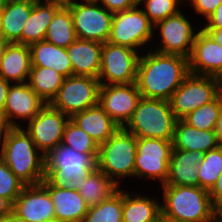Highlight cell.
Masks as SVG:
<instances>
[{"mask_svg": "<svg viewBox=\"0 0 222 222\" xmlns=\"http://www.w3.org/2000/svg\"><path fill=\"white\" fill-rule=\"evenodd\" d=\"M207 24L201 28L203 30H221L222 29V3L206 19Z\"/></svg>", "mask_w": 222, "mask_h": 222, "instance_id": "ab89813d", "label": "cell"}, {"mask_svg": "<svg viewBox=\"0 0 222 222\" xmlns=\"http://www.w3.org/2000/svg\"><path fill=\"white\" fill-rule=\"evenodd\" d=\"M207 32L217 43L222 46V29L221 30H204Z\"/></svg>", "mask_w": 222, "mask_h": 222, "instance_id": "f6af8a7d", "label": "cell"}, {"mask_svg": "<svg viewBox=\"0 0 222 222\" xmlns=\"http://www.w3.org/2000/svg\"><path fill=\"white\" fill-rule=\"evenodd\" d=\"M70 119L94 139L98 145L105 142L120 128L99 103L74 114Z\"/></svg>", "mask_w": 222, "mask_h": 222, "instance_id": "cb8c5ba5", "label": "cell"}, {"mask_svg": "<svg viewBox=\"0 0 222 222\" xmlns=\"http://www.w3.org/2000/svg\"><path fill=\"white\" fill-rule=\"evenodd\" d=\"M190 21L179 11L177 14L157 22L154 29L160 31L162 45L154 51L163 54H177L189 58L193 49L195 33Z\"/></svg>", "mask_w": 222, "mask_h": 222, "instance_id": "5bb4252c", "label": "cell"}, {"mask_svg": "<svg viewBox=\"0 0 222 222\" xmlns=\"http://www.w3.org/2000/svg\"><path fill=\"white\" fill-rule=\"evenodd\" d=\"M8 0H0V11L4 9Z\"/></svg>", "mask_w": 222, "mask_h": 222, "instance_id": "f5cc1de1", "label": "cell"}, {"mask_svg": "<svg viewBox=\"0 0 222 222\" xmlns=\"http://www.w3.org/2000/svg\"><path fill=\"white\" fill-rule=\"evenodd\" d=\"M136 152L137 137L120 127L99 145L96 167L118 187L120 178L134 176Z\"/></svg>", "mask_w": 222, "mask_h": 222, "instance_id": "5b68a950", "label": "cell"}, {"mask_svg": "<svg viewBox=\"0 0 222 222\" xmlns=\"http://www.w3.org/2000/svg\"><path fill=\"white\" fill-rule=\"evenodd\" d=\"M202 158L203 153L199 151L173 149L164 185L199 187L197 172Z\"/></svg>", "mask_w": 222, "mask_h": 222, "instance_id": "ffe728a7", "label": "cell"}, {"mask_svg": "<svg viewBox=\"0 0 222 222\" xmlns=\"http://www.w3.org/2000/svg\"><path fill=\"white\" fill-rule=\"evenodd\" d=\"M220 78L189 73L170 98L171 109L177 120L217 98Z\"/></svg>", "mask_w": 222, "mask_h": 222, "instance_id": "52a82bcc", "label": "cell"}, {"mask_svg": "<svg viewBox=\"0 0 222 222\" xmlns=\"http://www.w3.org/2000/svg\"><path fill=\"white\" fill-rule=\"evenodd\" d=\"M162 220L169 222H209L216 214L209 191L198 186L162 185Z\"/></svg>", "mask_w": 222, "mask_h": 222, "instance_id": "3957f363", "label": "cell"}, {"mask_svg": "<svg viewBox=\"0 0 222 222\" xmlns=\"http://www.w3.org/2000/svg\"><path fill=\"white\" fill-rule=\"evenodd\" d=\"M216 214L222 218V202L216 206Z\"/></svg>", "mask_w": 222, "mask_h": 222, "instance_id": "f907efd6", "label": "cell"}, {"mask_svg": "<svg viewBox=\"0 0 222 222\" xmlns=\"http://www.w3.org/2000/svg\"><path fill=\"white\" fill-rule=\"evenodd\" d=\"M11 83L0 76V116L4 121V109L7 98L8 89Z\"/></svg>", "mask_w": 222, "mask_h": 222, "instance_id": "b9f144b4", "label": "cell"}, {"mask_svg": "<svg viewBox=\"0 0 222 222\" xmlns=\"http://www.w3.org/2000/svg\"><path fill=\"white\" fill-rule=\"evenodd\" d=\"M46 104L29 86L28 82L11 84L4 109L6 127H19L20 124L14 121L15 117L32 120Z\"/></svg>", "mask_w": 222, "mask_h": 222, "instance_id": "e0dca14e", "label": "cell"}, {"mask_svg": "<svg viewBox=\"0 0 222 222\" xmlns=\"http://www.w3.org/2000/svg\"><path fill=\"white\" fill-rule=\"evenodd\" d=\"M209 195L215 206L222 202V173L219 175L215 185L209 191Z\"/></svg>", "mask_w": 222, "mask_h": 222, "instance_id": "60d3db41", "label": "cell"}, {"mask_svg": "<svg viewBox=\"0 0 222 222\" xmlns=\"http://www.w3.org/2000/svg\"><path fill=\"white\" fill-rule=\"evenodd\" d=\"M99 87V79L95 77H66L49 104L71 118L74 114L98 104Z\"/></svg>", "mask_w": 222, "mask_h": 222, "instance_id": "ba28073f", "label": "cell"}, {"mask_svg": "<svg viewBox=\"0 0 222 222\" xmlns=\"http://www.w3.org/2000/svg\"><path fill=\"white\" fill-rule=\"evenodd\" d=\"M61 145L83 154H98L99 145L71 119L67 122Z\"/></svg>", "mask_w": 222, "mask_h": 222, "instance_id": "836d02e7", "label": "cell"}, {"mask_svg": "<svg viewBox=\"0 0 222 222\" xmlns=\"http://www.w3.org/2000/svg\"><path fill=\"white\" fill-rule=\"evenodd\" d=\"M98 154H83L64 145L46 156L45 179L55 188L76 190V182L96 168Z\"/></svg>", "mask_w": 222, "mask_h": 222, "instance_id": "8992f818", "label": "cell"}, {"mask_svg": "<svg viewBox=\"0 0 222 222\" xmlns=\"http://www.w3.org/2000/svg\"><path fill=\"white\" fill-rule=\"evenodd\" d=\"M24 186L0 158V196L8 199L13 204Z\"/></svg>", "mask_w": 222, "mask_h": 222, "instance_id": "8d00e7d4", "label": "cell"}, {"mask_svg": "<svg viewBox=\"0 0 222 222\" xmlns=\"http://www.w3.org/2000/svg\"><path fill=\"white\" fill-rule=\"evenodd\" d=\"M173 149L206 153L218 147L215 130L193 128L183 119L177 120L172 140Z\"/></svg>", "mask_w": 222, "mask_h": 222, "instance_id": "d4e9b609", "label": "cell"}, {"mask_svg": "<svg viewBox=\"0 0 222 222\" xmlns=\"http://www.w3.org/2000/svg\"><path fill=\"white\" fill-rule=\"evenodd\" d=\"M172 150V140L137 137L134 177L158 179L164 185Z\"/></svg>", "mask_w": 222, "mask_h": 222, "instance_id": "7c38bea8", "label": "cell"}, {"mask_svg": "<svg viewBox=\"0 0 222 222\" xmlns=\"http://www.w3.org/2000/svg\"><path fill=\"white\" fill-rule=\"evenodd\" d=\"M161 204L151 197L123 191L122 222H161Z\"/></svg>", "mask_w": 222, "mask_h": 222, "instance_id": "83f0119b", "label": "cell"}, {"mask_svg": "<svg viewBox=\"0 0 222 222\" xmlns=\"http://www.w3.org/2000/svg\"><path fill=\"white\" fill-rule=\"evenodd\" d=\"M0 143V158L25 186L40 184L45 179L46 157L25 129L7 127Z\"/></svg>", "mask_w": 222, "mask_h": 222, "instance_id": "7a4b0ae2", "label": "cell"}, {"mask_svg": "<svg viewBox=\"0 0 222 222\" xmlns=\"http://www.w3.org/2000/svg\"><path fill=\"white\" fill-rule=\"evenodd\" d=\"M140 98L136 82L99 87V105L120 127L129 122Z\"/></svg>", "mask_w": 222, "mask_h": 222, "instance_id": "9a60e30c", "label": "cell"}, {"mask_svg": "<svg viewBox=\"0 0 222 222\" xmlns=\"http://www.w3.org/2000/svg\"><path fill=\"white\" fill-rule=\"evenodd\" d=\"M6 128L3 118L0 116V136L4 133Z\"/></svg>", "mask_w": 222, "mask_h": 222, "instance_id": "681fc988", "label": "cell"}, {"mask_svg": "<svg viewBox=\"0 0 222 222\" xmlns=\"http://www.w3.org/2000/svg\"><path fill=\"white\" fill-rule=\"evenodd\" d=\"M44 1L59 3V4L64 5V6H67V5L75 2V0H44Z\"/></svg>", "mask_w": 222, "mask_h": 222, "instance_id": "c3c4849f", "label": "cell"}, {"mask_svg": "<svg viewBox=\"0 0 222 222\" xmlns=\"http://www.w3.org/2000/svg\"><path fill=\"white\" fill-rule=\"evenodd\" d=\"M222 173V148L216 147L203 154L198 165L199 187L210 191Z\"/></svg>", "mask_w": 222, "mask_h": 222, "instance_id": "d6a6232c", "label": "cell"}, {"mask_svg": "<svg viewBox=\"0 0 222 222\" xmlns=\"http://www.w3.org/2000/svg\"><path fill=\"white\" fill-rule=\"evenodd\" d=\"M29 45L5 43L0 57V76L11 83L28 82L31 71Z\"/></svg>", "mask_w": 222, "mask_h": 222, "instance_id": "44dd1931", "label": "cell"}, {"mask_svg": "<svg viewBox=\"0 0 222 222\" xmlns=\"http://www.w3.org/2000/svg\"><path fill=\"white\" fill-rule=\"evenodd\" d=\"M76 39L70 8L62 5L48 26L45 40L58 47L67 48Z\"/></svg>", "mask_w": 222, "mask_h": 222, "instance_id": "4dcf8cb0", "label": "cell"}, {"mask_svg": "<svg viewBox=\"0 0 222 222\" xmlns=\"http://www.w3.org/2000/svg\"><path fill=\"white\" fill-rule=\"evenodd\" d=\"M139 5L113 13L108 42L137 50L154 37V25Z\"/></svg>", "mask_w": 222, "mask_h": 222, "instance_id": "9c48e42d", "label": "cell"}, {"mask_svg": "<svg viewBox=\"0 0 222 222\" xmlns=\"http://www.w3.org/2000/svg\"><path fill=\"white\" fill-rule=\"evenodd\" d=\"M100 0H83V2H99Z\"/></svg>", "mask_w": 222, "mask_h": 222, "instance_id": "11a10c76", "label": "cell"}, {"mask_svg": "<svg viewBox=\"0 0 222 222\" xmlns=\"http://www.w3.org/2000/svg\"><path fill=\"white\" fill-rule=\"evenodd\" d=\"M139 57L137 50L132 48L115 45L108 41L103 43L98 75L100 85L136 82Z\"/></svg>", "mask_w": 222, "mask_h": 222, "instance_id": "30bf717a", "label": "cell"}, {"mask_svg": "<svg viewBox=\"0 0 222 222\" xmlns=\"http://www.w3.org/2000/svg\"><path fill=\"white\" fill-rule=\"evenodd\" d=\"M65 77L49 67L32 66L28 84L46 103H50L63 84Z\"/></svg>", "mask_w": 222, "mask_h": 222, "instance_id": "f546056e", "label": "cell"}, {"mask_svg": "<svg viewBox=\"0 0 222 222\" xmlns=\"http://www.w3.org/2000/svg\"><path fill=\"white\" fill-rule=\"evenodd\" d=\"M34 0H8L0 15V38L21 44V33L30 17Z\"/></svg>", "mask_w": 222, "mask_h": 222, "instance_id": "603a6c76", "label": "cell"}, {"mask_svg": "<svg viewBox=\"0 0 222 222\" xmlns=\"http://www.w3.org/2000/svg\"><path fill=\"white\" fill-rule=\"evenodd\" d=\"M61 6L59 3L34 0L30 17L21 33V44L30 46L44 40L53 16Z\"/></svg>", "mask_w": 222, "mask_h": 222, "instance_id": "484cf974", "label": "cell"}, {"mask_svg": "<svg viewBox=\"0 0 222 222\" xmlns=\"http://www.w3.org/2000/svg\"><path fill=\"white\" fill-rule=\"evenodd\" d=\"M41 184L51 196L56 222H83L89 206L77 190L55 188L46 179Z\"/></svg>", "mask_w": 222, "mask_h": 222, "instance_id": "d6986e66", "label": "cell"}, {"mask_svg": "<svg viewBox=\"0 0 222 222\" xmlns=\"http://www.w3.org/2000/svg\"><path fill=\"white\" fill-rule=\"evenodd\" d=\"M70 117L47 103L38 114L28 122L26 132L34 144L46 157L62 143L64 129Z\"/></svg>", "mask_w": 222, "mask_h": 222, "instance_id": "4fadbf2b", "label": "cell"}, {"mask_svg": "<svg viewBox=\"0 0 222 222\" xmlns=\"http://www.w3.org/2000/svg\"><path fill=\"white\" fill-rule=\"evenodd\" d=\"M12 213L23 222H56L51 196L41 183L23 187Z\"/></svg>", "mask_w": 222, "mask_h": 222, "instance_id": "2e32d148", "label": "cell"}, {"mask_svg": "<svg viewBox=\"0 0 222 222\" xmlns=\"http://www.w3.org/2000/svg\"><path fill=\"white\" fill-rule=\"evenodd\" d=\"M0 222H23L21 219L17 218L13 213L9 216H6L3 219H0Z\"/></svg>", "mask_w": 222, "mask_h": 222, "instance_id": "bcb514c9", "label": "cell"}, {"mask_svg": "<svg viewBox=\"0 0 222 222\" xmlns=\"http://www.w3.org/2000/svg\"><path fill=\"white\" fill-rule=\"evenodd\" d=\"M217 99L219 101L220 108H221V111H222V79H220V83H219V86H218V89H217Z\"/></svg>", "mask_w": 222, "mask_h": 222, "instance_id": "7dc6e473", "label": "cell"}, {"mask_svg": "<svg viewBox=\"0 0 222 222\" xmlns=\"http://www.w3.org/2000/svg\"><path fill=\"white\" fill-rule=\"evenodd\" d=\"M99 4V5H98ZM77 39L105 43L111 31L113 13L98 2H73L67 5Z\"/></svg>", "mask_w": 222, "mask_h": 222, "instance_id": "8fae6325", "label": "cell"}, {"mask_svg": "<svg viewBox=\"0 0 222 222\" xmlns=\"http://www.w3.org/2000/svg\"><path fill=\"white\" fill-rule=\"evenodd\" d=\"M221 108L218 99L205 104L189 113L183 120L193 128L215 130Z\"/></svg>", "mask_w": 222, "mask_h": 222, "instance_id": "e575fe53", "label": "cell"}, {"mask_svg": "<svg viewBox=\"0 0 222 222\" xmlns=\"http://www.w3.org/2000/svg\"><path fill=\"white\" fill-rule=\"evenodd\" d=\"M119 187L97 167L76 182V190L91 207L107 200Z\"/></svg>", "mask_w": 222, "mask_h": 222, "instance_id": "f1b7e54d", "label": "cell"}, {"mask_svg": "<svg viewBox=\"0 0 222 222\" xmlns=\"http://www.w3.org/2000/svg\"><path fill=\"white\" fill-rule=\"evenodd\" d=\"M176 121L170 101L141 97L124 128L136 137L173 140Z\"/></svg>", "mask_w": 222, "mask_h": 222, "instance_id": "277c9868", "label": "cell"}, {"mask_svg": "<svg viewBox=\"0 0 222 222\" xmlns=\"http://www.w3.org/2000/svg\"><path fill=\"white\" fill-rule=\"evenodd\" d=\"M190 2L195 12L207 19L222 3V0H190Z\"/></svg>", "mask_w": 222, "mask_h": 222, "instance_id": "74e56055", "label": "cell"}, {"mask_svg": "<svg viewBox=\"0 0 222 222\" xmlns=\"http://www.w3.org/2000/svg\"><path fill=\"white\" fill-rule=\"evenodd\" d=\"M100 3H102V6L108 11L115 13L139 5V0H100Z\"/></svg>", "mask_w": 222, "mask_h": 222, "instance_id": "f35d334b", "label": "cell"}, {"mask_svg": "<svg viewBox=\"0 0 222 222\" xmlns=\"http://www.w3.org/2000/svg\"><path fill=\"white\" fill-rule=\"evenodd\" d=\"M103 44L96 41L76 39L67 48L73 75L98 78Z\"/></svg>", "mask_w": 222, "mask_h": 222, "instance_id": "7402d4cb", "label": "cell"}, {"mask_svg": "<svg viewBox=\"0 0 222 222\" xmlns=\"http://www.w3.org/2000/svg\"><path fill=\"white\" fill-rule=\"evenodd\" d=\"M123 190H118L107 200L89 207L83 222H122Z\"/></svg>", "mask_w": 222, "mask_h": 222, "instance_id": "1f68e13d", "label": "cell"}, {"mask_svg": "<svg viewBox=\"0 0 222 222\" xmlns=\"http://www.w3.org/2000/svg\"><path fill=\"white\" fill-rule=\"evenodd\" d=\"M209 222H222V218L215 214Z\"/></svg>", "mask_w": 222, "mask_h": 222, "instance_id": "816d5d0a", "label": "cell"}, {"mask_svg": "<svg viewBox=\"0 0 222 222\" xmlns=\"http://www.w3.org/2000/svg\"><path fill=\"white\" fill-rule=\"evenodd\" d=\"M4 45H5V42L0 38V57H1V53H2Z\"/></svg>", "mask_w": 222, "mask_h": 222, "instance_id": "db71d44e", "label": "cell"}, {"mask_svg": "<svg viewBox=\"0 0 222 222\" xmlns=\"http://www.w3.org/2000/svg\"><path fill=\"white\" fill-rule=\"evenodd\" d=\"M31 65L53 68L65 78L73 75L66 48L58 47L45 39L30 46Z\"/></svg>", "mask_w": 222, "mask_h": 222, "instance_id": "4316f807", "label": "cell"}, {"mask_svg": "<svg viewBox=\"0 0 222 222\" xmlns=\"http://www.w3.org/2000/svg\"><path fill=\"white\" fill-rule=\"evenodd\" d=\"M188 74V58L150 50L139 57L136 84L141 97L169 101Z\"/></svg>", "mask_w": 222, "mask_h": 222, "instance_id": "6da1fadb", "label": "cell"}, {"mask_svg": "<svg viewBox=\"0 0 222 222\" xmlns=\"http://www.w3.org/2000/svg\"><path fill=\"white\" fill-rule=\"evenodd\" d=\"M13 204L6 198L0 196V219L12 214Z\"/></svg>", "mask_w": 222, "mask_h": 222, "instance_id": "7bdbcfd3", "label": "cell"}, {"mask_svg": "<svg viewBox=\"0 0 222 222\" xmlns=\"http://www.w3.org/2000/svg\"><path fill=\"white\" fill-rule=\"evenodd\" d=\"M182 2V0H139V4L145 3L143 11L153 25L177 14L180 11L178 5Z\"/></svg>", "mask_w": 222, "mask_h": 222, "instance_id": "d590c367", "label": "cell"}, {"mask_svg": "<svg viewBox=\"0 0 222 222\" xmlns=\"http://www.w3.org/2000/svg\"><path fill=\"white\" fill-rule=\"evenodd\" d=\"M215 133H216V141H217L218 147L222 148V111L217 121Z\"/></svg>", "mask_w": 222, "mask_h": 222, "instance_id": "ee69618b", "label": "cell"}, {"mask_svg": "<svg viewBox=\"0 0 222 222\" xmlns=\"http://www.w3.org/2000/svg\"><path fill=\"white\" fill-rule=\"evenodd\" d=\"M188 63L189 73L222 79V46L200 29L196 34Z\"/></svg>", "mask_w": 222, "mask_h": 222, "instance_id": "ac0fdd59", "label": "cell"}]
</instances>
